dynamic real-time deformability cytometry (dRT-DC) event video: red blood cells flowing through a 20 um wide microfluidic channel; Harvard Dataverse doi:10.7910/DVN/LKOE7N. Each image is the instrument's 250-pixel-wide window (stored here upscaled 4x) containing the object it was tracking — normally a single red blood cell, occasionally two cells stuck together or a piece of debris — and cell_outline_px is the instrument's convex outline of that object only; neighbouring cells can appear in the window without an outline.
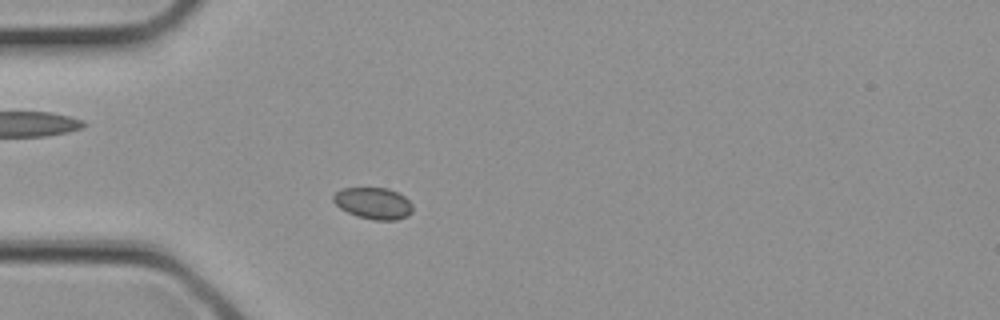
{"species": "common noctule bat (a hibernating species)", "species_latin": "Nyctalus noctula", "temperature_condition": "cold", "stored_images_in_passage": 2, "camera_frame_rate_fps": 3000, "um_per_image_px": 0.085, "animal": {"sex": "female", "body_mass_g": 21.9}, "frame": {"image": 1, "passage_image": 2, "time_ms": 0.333, "image_size_px": [1000, 320], "cell_outline_px": [[412, 212], [408, 216], [396, 220], [376, 220], [356, 216], [340, 208], [332, 200], [332, 196], [336, 192], [344, 188], [388, 188], [404, 196], [412, 204]], "centroid_in_image_um": [31.74, 17.28], "position_along_channel_um": 53.3, "area_um2": 14.57}}